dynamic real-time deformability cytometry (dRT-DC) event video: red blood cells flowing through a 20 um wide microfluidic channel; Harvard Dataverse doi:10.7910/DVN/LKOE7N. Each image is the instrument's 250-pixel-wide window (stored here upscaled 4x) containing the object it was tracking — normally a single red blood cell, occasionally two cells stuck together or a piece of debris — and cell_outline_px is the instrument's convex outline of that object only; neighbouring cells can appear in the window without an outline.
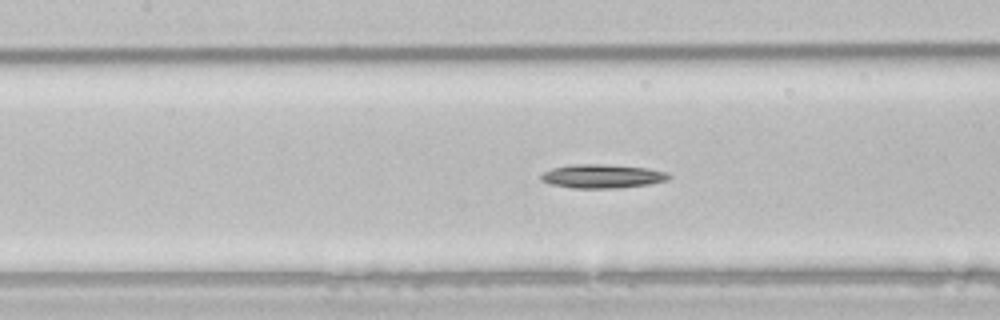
{"species": "common noctule bat (a hibernating species)", "species_latin": "Nyctalus noctula", "temperature_condition": "room temperature", "stored_images_in_passage": 51, "camera_frame_rate_fps": 3000, "um_per_image_px": 0.085, "animal": {"sex": "male", "body_mass_g": 21.5, "forearm_length_mm": 52.0}, "frame": {"image": 1, "passage_image": 22, "time_ms": 7.0, "image_size_px": [1000, 320], "cell_outline_px": [[672, 176], [668, 180], [648, 184], [616, 188], [572, 188], [552, 184], [540, 180], [540, 176], [544, 172], [552, 168], [572, 164], [600, 164], [648, 168], [668, 172]], "centroid_in_image_um": [51.2, 14.97], "position_along_channel_um": 156.2, "area_um2": 17.69}, "authors_computed_cell_mechanics": {"area_um2": 19.0162, "velocity_mm_per_s": 3.9284, "shape_relaxation_time_tau1_ms": 3.7801, "shape_relaxation_time_tau2_ms": null, "deformation_change_tau1": 0.1328, "deformation_change_tau2": null}}